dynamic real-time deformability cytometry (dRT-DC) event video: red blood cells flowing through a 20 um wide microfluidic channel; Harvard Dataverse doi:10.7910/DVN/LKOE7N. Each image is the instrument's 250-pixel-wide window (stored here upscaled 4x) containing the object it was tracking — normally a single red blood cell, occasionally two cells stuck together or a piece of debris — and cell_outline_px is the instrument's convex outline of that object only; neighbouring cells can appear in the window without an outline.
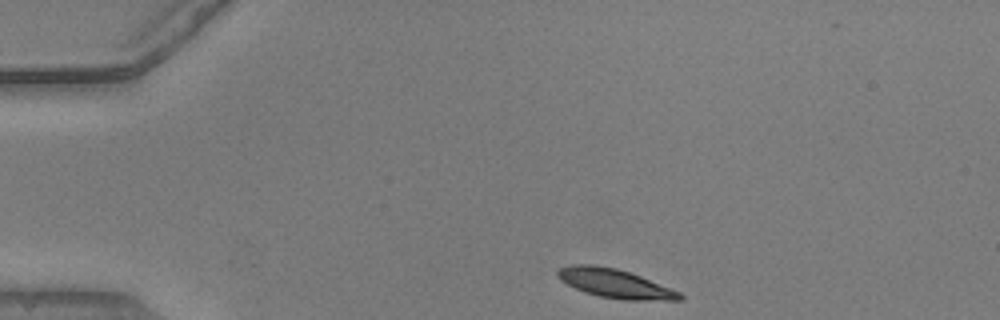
{"species": "common noctule bat (a hibernating species)", "species_latin": "Nyctalus noctula", "temperature_condition": "warm", "stored_images_in_passage": 43, "camera_frame_rate_fps": 3000, "um_per_image_px": 0.085, "animal": {"sex": "male", "body_mass_g": 20.5, "forearm_length_mm": 52.5}, "frame": {"image": 1, "passage_image": 1, "time_ms": 0.0, "image_size_px": [1000, 320], "cell_outline_px": [[684, 300], [624, 300], [600, 296], [584, 292], [560, 280], [556, 276], [556, 272], [560, 268], [572, 264], [596, 264], [616, 268], [640, 276], [680, 292], [684, 296]], "centroid_in_image_um": [52.26, 24.09], "position_along_channel_um": 32.7, "area_um2": 20.52}}
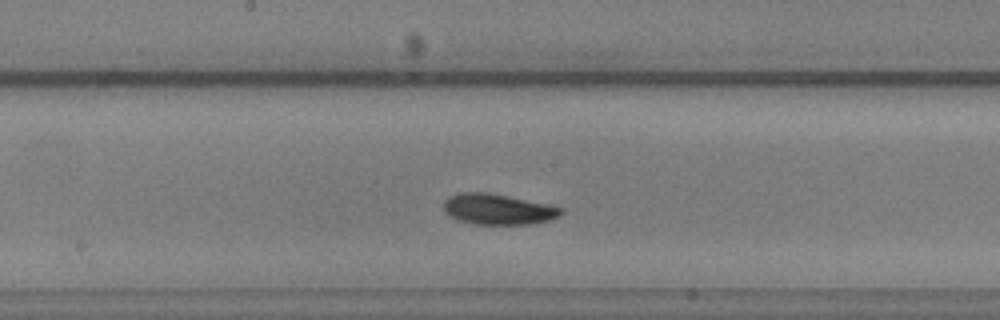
{"frame": {"image": 2, "passage_image": 19, "time_ms": 6.0, "image_size_px": [1000, 320], "cell_outline_px": [[564, 212], [560, 216], [548, 220], [532, 224], [476, 224], [456, 220], [448, 216], [444, 212], [444, 200], [448, 196], [460, 192], [488, 192], [548, 204], [564, 208]], "centroid_in_image_um": [42.31, 17.78], "position_along_channel_um": 205.9, "area_um2": 21.21}}
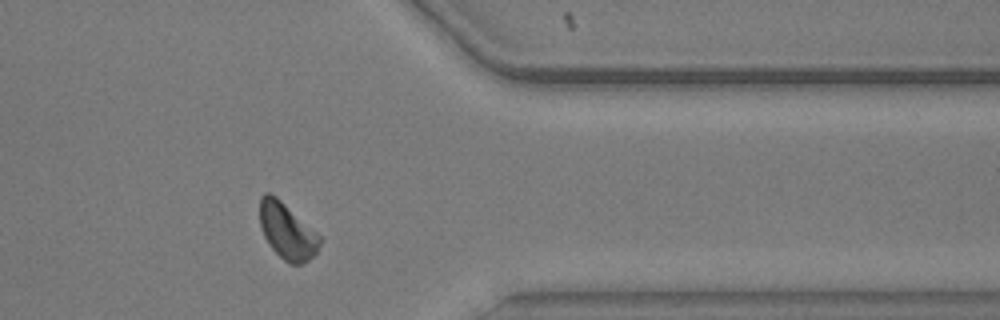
{"frame": {"image": 3, "passage_image": 34, "time_ms": 11.0, "image_size_px": [1000, 320], "cell_outline_px": [[324, 240], [316, 252], [304, 264], [288, 264], [268, 244], [264, 236], [260, 224], [260, 196], [264, 192], [268, 192], [276, 196], [316, 232]], "centroid_in_image_um": [24.41, 19.65], "position_along_channel_um": 387.0, "area_um2": 19.54}, "authors_computed_cell_mechanics": {"area_um2": 20.1722, "velocity_mm_per_s": 3.85, "shape_relaxation_time_tau1_ms": 2.4796, "shape_relaxation_time_tau2_ms": 4.5586, "deformation_change_tau1": 0.0963, "deformation_change_tau2": 0.0871}}